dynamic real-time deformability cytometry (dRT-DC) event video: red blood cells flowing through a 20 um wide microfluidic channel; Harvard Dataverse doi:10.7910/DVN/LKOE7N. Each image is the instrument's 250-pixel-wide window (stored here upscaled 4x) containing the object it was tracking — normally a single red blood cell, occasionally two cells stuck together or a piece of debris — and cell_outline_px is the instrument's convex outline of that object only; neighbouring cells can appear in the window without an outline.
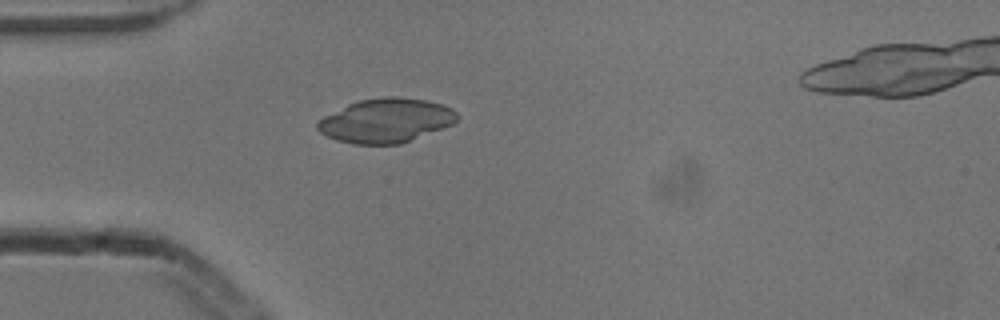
{"species": "common noctule bat (a hibernating species)", "species_latin": "Nyctalus noctula", "temperature_condition": "cold", "stored_images_in_passage": 1, "camera_frame_rate_fps": 3000, "um_per_image_px": 0.085, "animal": {"sex": "male", "body_mass_g": 13.3}, "frame": {"image": 1, "passage_image": 1, "time_ms": 0.0, "image_size_px": [1000, 320], "cell_outline_px": [[456, 120], [452, 124], [400, 144], [352, 144], [336, 140], [320, 132], [316, 128], [316, 124], [324, 116], [348, 104], [360, 100], [384, 96], [396, 96], [424, 100], [440, 104], [452, 108], [456, 112]], "centroid_in_image_um": [32.77, 10.24], "position_along_channel_um": 52.2, "area_um2": 35.55}}